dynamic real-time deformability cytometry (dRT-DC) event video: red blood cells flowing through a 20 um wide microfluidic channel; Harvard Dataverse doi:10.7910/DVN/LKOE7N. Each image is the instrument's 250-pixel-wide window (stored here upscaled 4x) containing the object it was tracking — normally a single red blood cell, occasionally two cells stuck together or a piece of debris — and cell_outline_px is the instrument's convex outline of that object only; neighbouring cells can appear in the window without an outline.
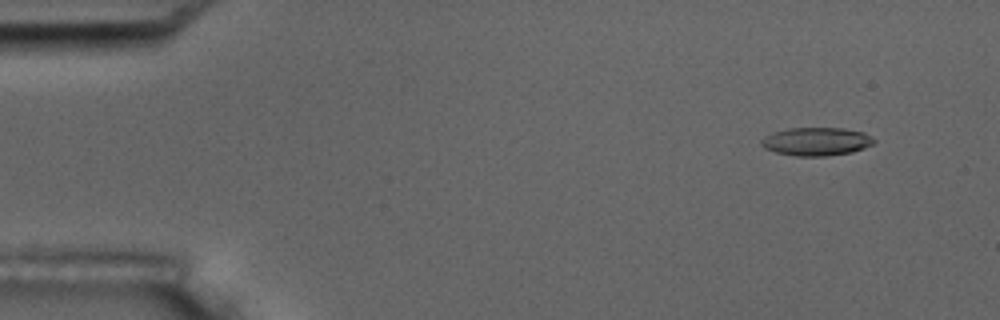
{"species": "common noctule bat (a hibernating species)", "species_latin": "Nyctalus noctula", "temperature_condition": "room temperature", "stored_images_in_passage": 8, "camera_frame_rate_fps": 3000, "um_per_image_px": 0.085, "animal": {"sex": "male", "body_mass_g": 17.5, "forearm_length_mm": 52.3}, "frame": {"image": 1, "passage_image": 2, "time_ms": 1.0, "image_size_px": [1000, 320], "cell_outline_px": [[876, 140], [872, 144], [864, 148], [852, 152], [824, 156], [796, 156], [776, 152], [764, 148], [760, 144], [760, 140], [764, 136], [772, 132], [788, 128], [844, 128], [864, 132]], "centroid_in_image_um": [69.36, 12.02], "position_along_channel_um": 15.6, "area_um2": 18.61}}